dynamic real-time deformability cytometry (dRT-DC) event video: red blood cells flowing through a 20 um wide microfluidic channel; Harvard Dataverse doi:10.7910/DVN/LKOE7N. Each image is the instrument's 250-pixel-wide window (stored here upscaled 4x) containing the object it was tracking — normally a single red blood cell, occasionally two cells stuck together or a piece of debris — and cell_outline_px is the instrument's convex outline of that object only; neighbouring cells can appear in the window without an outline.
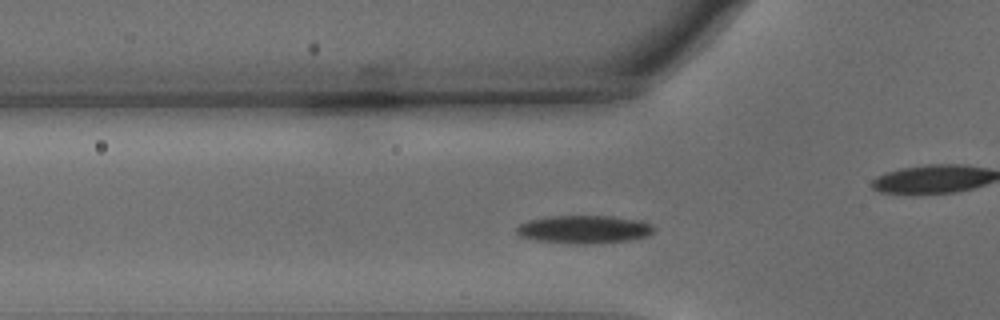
{"species": "common noctule bat (a hibernating species)", "species_latin": "Nyctalus noctula", "temperature_condition": "warm", "stored_images_in_passage": 29, "camera_frame_rate_fps": 3000, "um_per_image_px": 0.085, "animal": {"sex": "male", "body_mass_g": 15.6}, "frame": {"image": 1, "passage_image": 2, "time_ms": 0.333, "image_size_px": [1000, 320], "cell_outline_px": [[656, 228], [648, 236], [628, 240], [596, 244], [572, 244], [536, 240], [520, 236], [516, 232], [516, 228], [520, 224], [528, 220], [548, 216], [612, 216], [640, 220]], "centroid_in_image_um": [49.63, 19.5], "position_along_channel_um": 76.2, "area_um2": 22.54}}
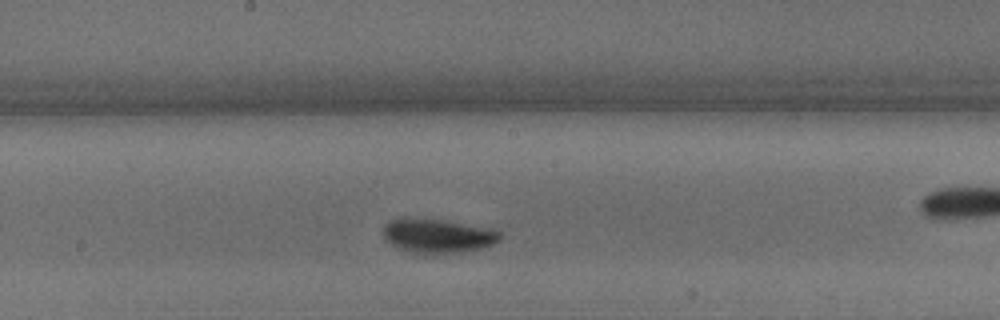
{"frame": {"image": 2, "passage_image": 13, "time_ms": 4.0, "image_size_px": [1000, 320], "cell_outline_px": [[500, 240], [492, 244], [480, 248], [460, 252], [432, 256], [420, 256], [400, 248], [392, 244], [384, 236], [384, 224], [388, 220], [400, 216], [408, 216], [440, 220], [496, 228], [500, 232]], "centroid_in_image_um": [37.18, 20.04], "position_along_channel_um": 211.0, "area_um2": 24.04}}
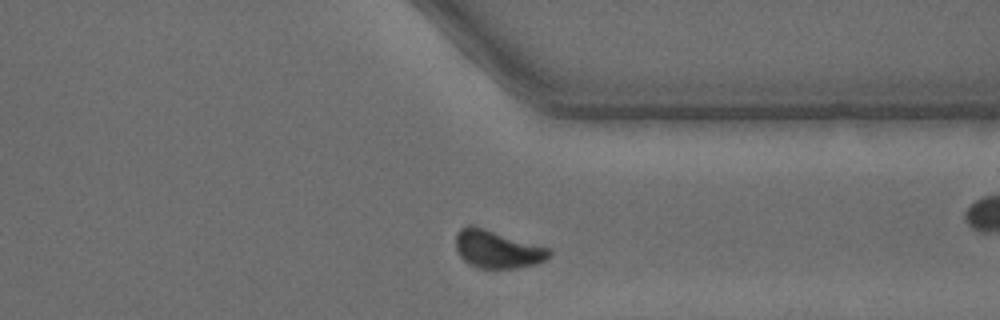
{"frame": {"image": 3, "passage_image": 26, "time_ms": 8.333, "image_size_px": [1000, 320], "cell_outline_px": [[552, 252], [544, 260], [536, 264], [516, 268], [480, 268], [468, 264], [460, 256], [456, 248], [456, 232], [460, 228], [468, 224], [472, 224], [548, 248]], "centroid_in_image_um": [42.22, 21.17], "position_along_channel_um": 369.2, "area_um2": 20.46}}